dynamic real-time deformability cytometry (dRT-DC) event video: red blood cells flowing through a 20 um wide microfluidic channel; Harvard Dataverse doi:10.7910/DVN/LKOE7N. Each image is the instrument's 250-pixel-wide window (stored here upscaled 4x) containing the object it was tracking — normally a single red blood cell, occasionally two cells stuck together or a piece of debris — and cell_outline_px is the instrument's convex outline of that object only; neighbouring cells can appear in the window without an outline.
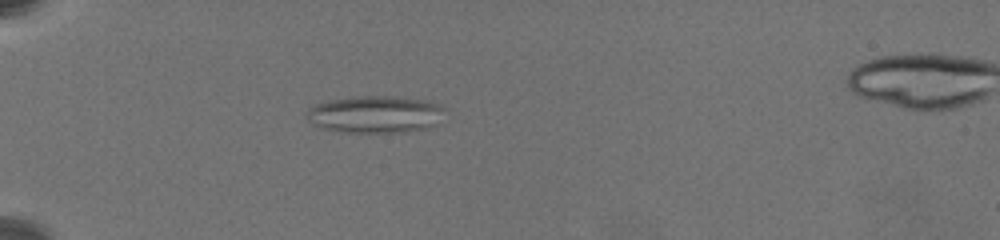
{"species": "common noctule bat (a hibernating species)", "species_latin": "Nyctalus noctula", "temperature_condition": "warm", "stored_images_in_passage": 39, "camera_frame_rate_fps": 3000, "um_per_image_px": 0.085, "animal": {"sex": "female", "body_mass_g": 19.5, "forearm_length_mm": 54.1}, "frame": {"image": 1, "passage_image": 11, "time_ms": 7.0, "image_size_px": [1000, 240], "cell_outline_px": [[444, 108], [436, 124], [428, 128], [400, 132], [340, 132], [320, 128], [312, 124], [308, 120], [304, 112], [308, 108], [316, 104], [328, 100], [356, 96], [396, 96], [428, 100], [440, 104]], "centroid_in_image_um": [31.84, 9.71], "position_along_channel_um": 53.2, "area_um2": 30.17}}
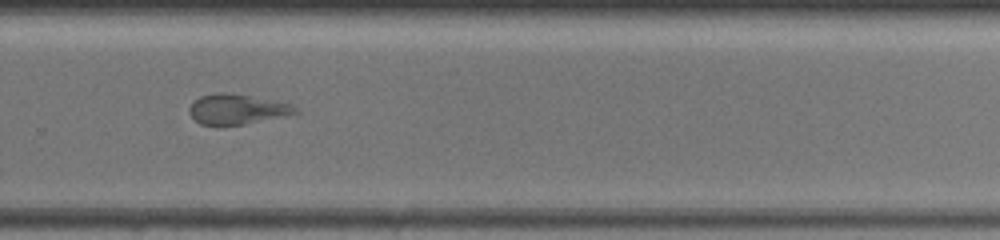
{"frame": {"image": 2, "passage_image": 24, "time_ms": 15.333, "image_size_px": [1000, 240], "cell_outline_px": [[300, 112], [284, 116], [244, 124], [220, 128], [200, 124], [188, 112], [188, 108], [200, 96], [216, 92], [228, 92], [292, 104]], "centroid_in_image_um": [20.1, 9.31], "position_along_channel_um": 309.7, "area_um2": 18.9}}
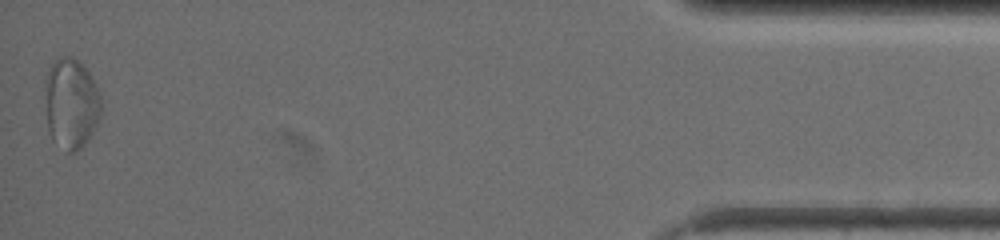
{"frame": {"image": 3, "passage_image": 39, "time_ms": 21.0, "image_size_px": [1000, 240], "cell_outline_px": [[100, 120], [88, 140], [76, 152], [68, 152], [52, 140], [48, 128], [44, 80], [52, 64], [60, 56], [72, 56], [88, 72], [96, 84], [100, 96]], "centroid_in_image_um": [6.04, 8.81], "position_along_channel_um": 429.2, "area_um2": 29.48}, "authors_computed_cell_mechanics": {"area_um2": 26.0678, "velocity_mm_per_s": 3.4109, "shape_relaxation_time_tau1_ms": null, "shape_relaxation_time_tau2_ms": 1.8068, "deformation_change_tau1": null, "deformation_change_tau2": 0.0886}}